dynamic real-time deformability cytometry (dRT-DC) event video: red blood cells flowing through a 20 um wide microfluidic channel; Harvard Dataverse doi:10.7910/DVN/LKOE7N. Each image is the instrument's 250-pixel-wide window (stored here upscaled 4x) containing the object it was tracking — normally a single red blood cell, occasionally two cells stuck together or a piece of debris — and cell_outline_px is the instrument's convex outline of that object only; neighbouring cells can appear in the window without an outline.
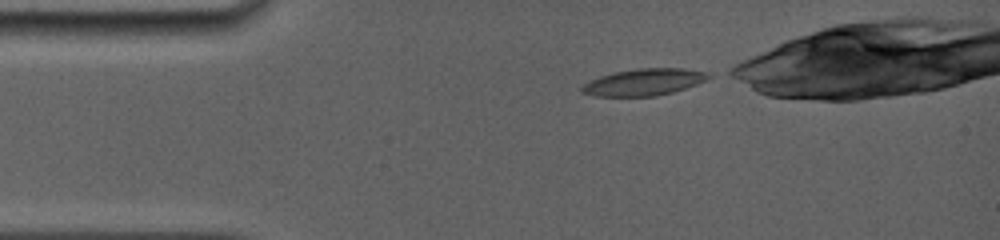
{"species": "common noctule bat (a hibernating species)", "species_latin": "Nyctalus noctula", "temperature_condition": "room temperature", "stored_images_in_passage": 31, "camera_frame_rate_fps": 5000, "um_per_image_px": 0.085, "animal": {"sex": "female", "body_mass_g": 19.0, "forearm_length_mm": 56.7}, "frame": {"image": 1, "passage_image": 1, "time_ms": 0.0, "image_size_px": [1000, 240], "cell_outline_px": [[712, 76], [708, 80], [672, 92], [656, 96], [596, 96], [580, 92], [580, 88], [584, 84], [600, 76], [612, 72], [636, 68], [684, 68], [704, 72]], "centroid_in_image_um": [54.72, 6.97], "position_along_channel_um": 30.3, "area_um2": 19.71}}
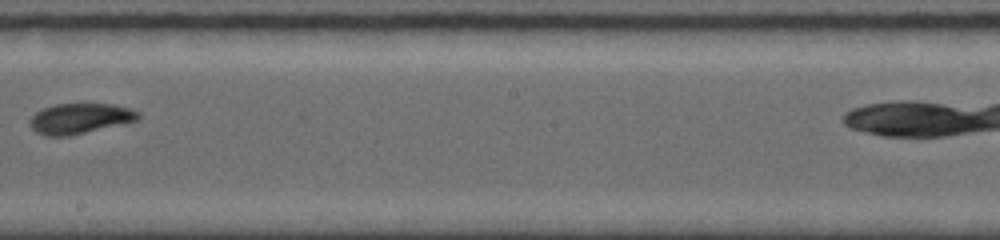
{"frame": {"image": 2, "passage_image": 17, "time_ms": 6.4, "image_size_px": [1000, 240], "cell_outline_px": [[140, 116], [136, 120], [68, 136], [44, 136], [36, 132], [28, 124], [28, 120], [36, 112], [44, 108], [56, 104], [112, 104], [128, 108], [140, 112]], "centroid_in_image_um": [6.73, 10.07], "position_along_channel_um": 241.5, "area_um2": 18.9}}
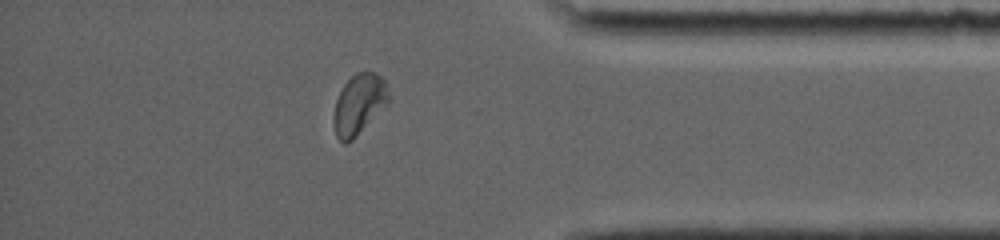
{"frame": {"image": 3, "passage_image": 29, "time_ms": 10.8, "image_size_px": [1000, 240], "cell_outline_px": [[392, 100], [352, 140], [344, 144], [336, 136], [332, 120], [332, 116], [336, 100], [344, 84], [356, 72], [376, 72], [384, 80]], "centroid_in_image_um": [30.52, 8.86], "position_along_channel_um": 404.7, "area_um2": 19.48}}